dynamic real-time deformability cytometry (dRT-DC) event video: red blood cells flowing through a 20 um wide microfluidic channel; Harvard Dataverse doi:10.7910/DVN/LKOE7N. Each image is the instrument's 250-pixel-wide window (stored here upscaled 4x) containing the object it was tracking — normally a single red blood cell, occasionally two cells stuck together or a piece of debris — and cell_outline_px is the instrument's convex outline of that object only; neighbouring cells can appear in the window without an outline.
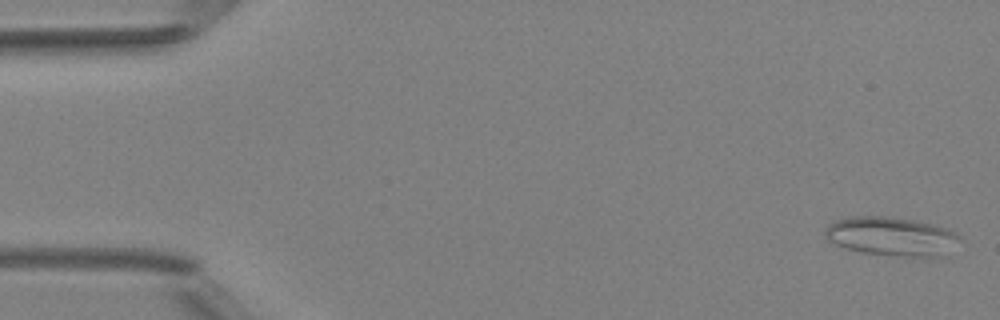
{"species": "Egyptian fruit bat (a non-hibernating species)", "species_latin": "Rousettus aegyptiacus", "temperature_condition": "room temperature", "stored_images_in_passage": 6, "camera_frame_rate_fps": 3000, "um_per_image_px": 0.085, "animal": {"sex": "female"}, "frame": {"image": 1, "passage_image": 1, "time_ms": 0.0, "image_size_px": [1000, 320], "cell_outline_px": [[960, 240], [948, 256], [904, 256], [864, 252], [848, 248], [836, 244], [828, 240], [824, 236], [824, 232], [828, 224], [836, 220], [852, 216], [884, 216], [912, 220], [932, 224], [956, 232], [960, 236]], "centroid_in_image_um": [75.81, 20.09], "position_along_channel_um": 9.2, "area_um2": 30.35}}
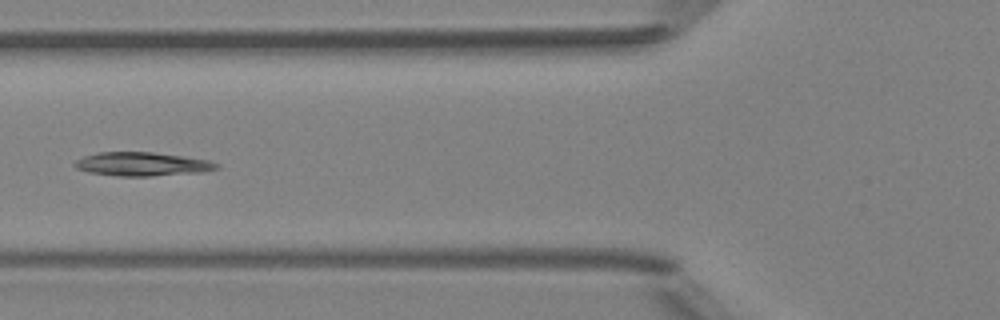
{"frame": {"image": 2, "passage_image": 6, "time_ms": 6.0, "image_size_px": [1000, 320], "cell_outline_px": [[220, 168], [200, 172], [152, 176], [116, 176], [88, 172], [76, 168], [72, 164], [76, 160], [84, 156], [100, 152], [152, 152], [208, 160], [220, 164]], "centroid_in_image_um": [12.06, 13.95], "position_along_channel_um": 113.7, "area_um2": 19.54}}